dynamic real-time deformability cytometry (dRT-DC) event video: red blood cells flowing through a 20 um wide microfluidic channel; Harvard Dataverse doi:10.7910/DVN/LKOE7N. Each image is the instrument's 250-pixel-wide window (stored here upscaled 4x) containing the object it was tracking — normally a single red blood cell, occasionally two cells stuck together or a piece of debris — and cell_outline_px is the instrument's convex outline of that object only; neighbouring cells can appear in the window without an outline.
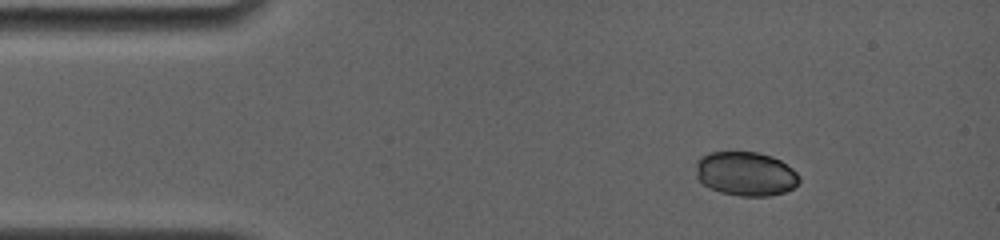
{"species": "common noctule bat (a hibernating species)", "species_latin": "Nyctalus noctula", "temperature_condition": "room temperature", "stored_images_in_passage": 20, "camera_frame_rate_fps": 4000, "um_per_image_px": 0.085, "animal": {"sex": "female", "body_mass_g": 19.0, "forearm_length_mm": 56.7}, "frame": {"image": 1, "passage_image": 1, "time_ms": 0.0, "image_size_px": [1000, 240], "cell_outline_px": [[800, 180], [792, 188], [784, 192], [772, 196], [740, 196], [720, 192], [704, 184], [696, 176], [696, 160], [700, 156], [708, 152], [756, 152], [772, 156], [780, 160], [792, 168], [800, 176]], "centroid_in_image_um": [63.38, 14.76], "position_along_channel_um": 21.6, "area_um2": 26.65}}
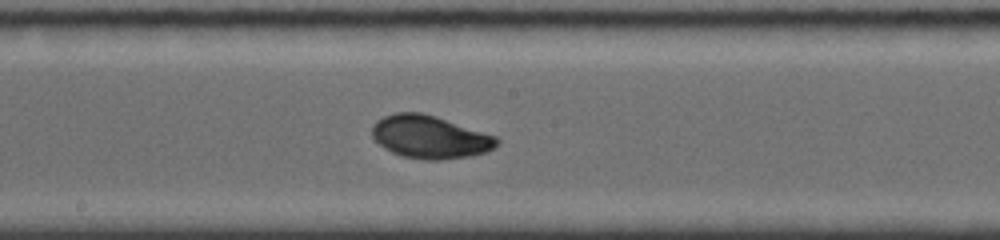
{"frame": {"image": 2, "passage_image": 11, "time_ms": 6.75, "image_size_px": [1000, 240], "cell_outline_px": [[500, 144], [496, 148], [472, 156], [440, 160], [424, 160], [404, 156], [392, 152], [384, 148], [372, 136], [372, 124], [376, 120], [384, 116], [396, 112], [420, 112], [436, 116], [496, 136], [500, 140]], "centroid_in_image_um": [36.56, 11.64], "position_along_channel_um": 211.6, "area_um2": 31.33}}
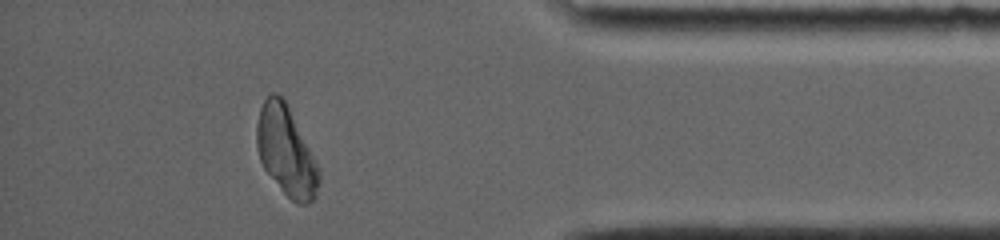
{"frame": {"image": 3, "passage_image": 20, "time_ms": 12.5, "image_size_px": [1000, 240], "cell_outline_px": [[320, 180], [316, 196], [308, 204], [296, 204], [284, 192], [264, 168], [260, 160], [256, 148], [256, 124], [260, 108], [264, 100], [272, 92], [276, 92], [284, 100], [320, 168]], "centroid_in_image_um": [24.32, 12.87], "position_along_channel_um": 410.9, "area_um2": 32.08}}